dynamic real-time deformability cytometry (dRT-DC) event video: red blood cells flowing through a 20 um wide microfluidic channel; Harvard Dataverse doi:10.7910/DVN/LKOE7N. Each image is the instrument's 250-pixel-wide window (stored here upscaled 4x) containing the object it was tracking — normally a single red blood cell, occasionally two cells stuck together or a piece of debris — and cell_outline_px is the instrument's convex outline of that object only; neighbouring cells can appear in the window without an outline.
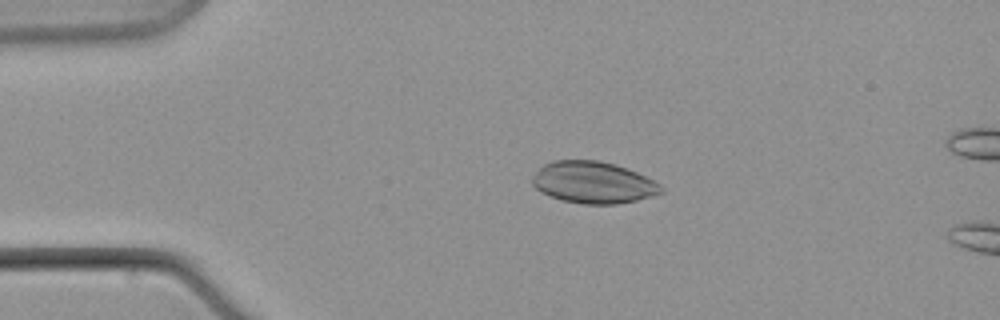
{"species": "common noctule bat (a hibernating species)", "species_latin": "Nyctalus noctula", "temperature_condition": "warm", "stored_images_in_passage": 6, "camera_frame_rate_fps": 3000, "um_per_image_px": 0.085, "animal": {"sex": "male", "body_mass_g": 21.5, "forearm_length_mm": 52.0}, "frame": {"image": 1, "passage_image": 5, "time_ms": 5.0, "image_size_px": [1000, 320], "cell_outline_px": [[664, 192], [652, 196], [636, 200], [616, 204], [580, 204], [560, 200], [540, 192], [532, 184], [532, 176], [544, 164], [552, 160], [600, 160], [616, 164], [628, 168], [660, 184], [664, 188]], "centroid_in_image_um": [50.41, 15.51], "position_along_channel_um": 34.6, "area_um2": 31.56}}